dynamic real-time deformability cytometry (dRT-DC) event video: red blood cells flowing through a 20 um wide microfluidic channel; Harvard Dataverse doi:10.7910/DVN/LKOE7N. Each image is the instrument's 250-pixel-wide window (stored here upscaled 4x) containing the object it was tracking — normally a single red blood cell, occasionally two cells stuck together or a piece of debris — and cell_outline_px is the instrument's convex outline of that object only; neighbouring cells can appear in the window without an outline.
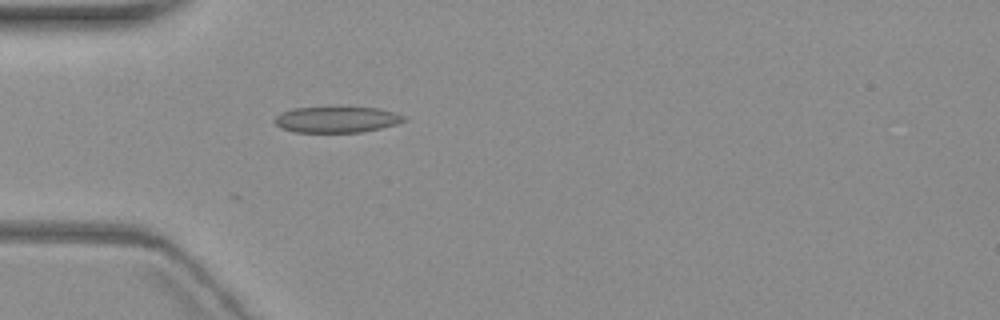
{"species": "common noctule bat (a hibernating species)", "species_latin": "Nyctalus noctula", "temperature_condition": "warm", "stored_images_in_passage": 4, "camera_frame_rate_fps": 3000, "um_per_image_px": 0.085, "animal": {"sex": "female", "body_mass_g": 19.3, "forearm_length_mm": 54.1}, "frame": {"image": 1, "passage_image": 4, "time_ms": 3.667, "image_size_px": [1000, 320], "cell_outline_px": [[404, 120], [396, 124], [380, 128], [360, 132], [296, 132], [280, 128], [272, 120], [280, 112], [292, 108], [376, 108], [396, 112], [404, 116]], "centroid_in_image_um": [28.56, 10.17], "position_along_channel_um": 56.4, "area_um2": 19.36}}